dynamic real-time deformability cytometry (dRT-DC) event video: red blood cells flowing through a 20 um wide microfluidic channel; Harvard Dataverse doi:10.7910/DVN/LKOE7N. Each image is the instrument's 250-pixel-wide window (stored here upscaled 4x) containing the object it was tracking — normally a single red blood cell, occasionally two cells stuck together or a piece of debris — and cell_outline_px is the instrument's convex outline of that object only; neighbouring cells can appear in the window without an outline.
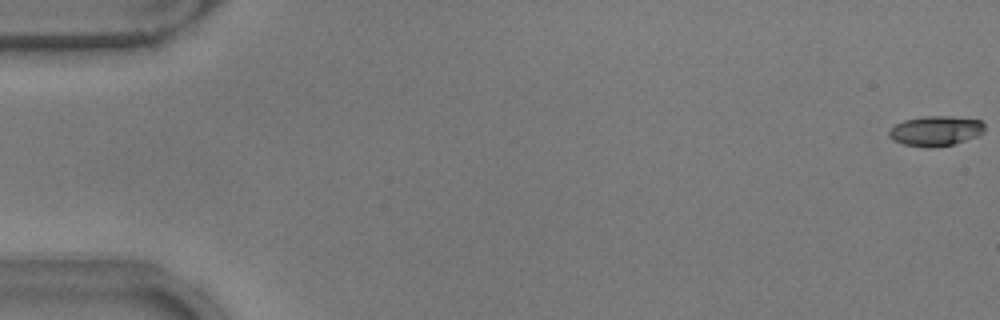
{"species": "common noctule bat (a hibernating species)", "species_latin": "Nyctalus noctula", "temperature_condition": "warm", "stored_images_in_passage": 53, "camera_frame_rate_fps": 3000, "um_per_image_px": 0.085, "animal": {"sex": "male", "body_mass_g": 17.9}, "frame": {"image": 1, "passage_image": 1, "time_ms": 0.0, "image_size_px": [1000, 320], "cell_outline_px": [[984, 132], [976, 136], [952, 144], [932, 148], [904, 144], [892, 140], [888, 136], [888, 132], [896, 124], [904, 120], [924, 116], [948, 116], [980, 120], [984, 124]], "centroid_in_image_um": [79.51, 11.12], "position_along_channel_um": 5.5, "area_um2": 16.53}}
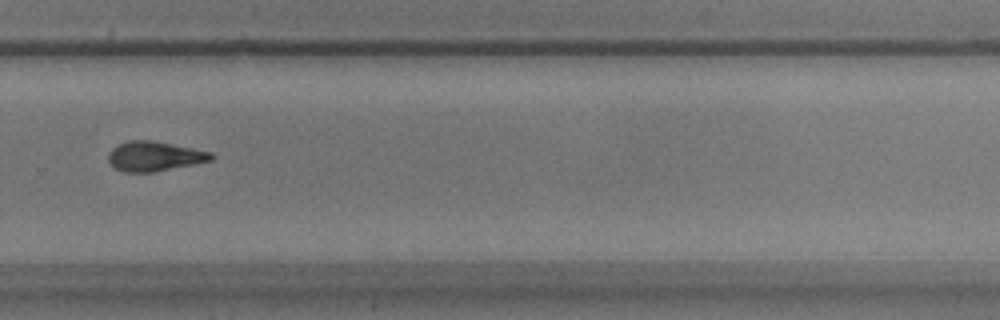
{"frame": {"image": 2, "passage_image": 37, "time_ms": 12.0, "image_size_px": [1000, 320], "cell_outline_px": [[212, 160], [152, 172], [124, 172], [116, 168], [108, 160], [108, 152], [112, 148], [128, 140], [152, 140], [212, 152]], "centroid_in_image_um": [13.09, 13.27], "position_along_channel_um": 316.7, "area_um2": 17.51}}
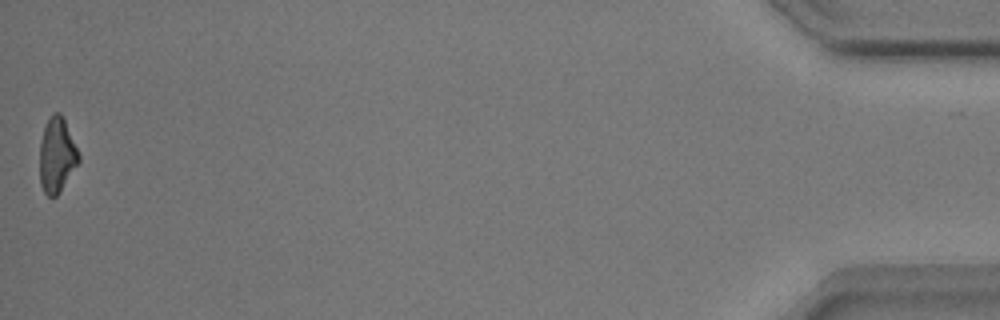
{"frame": {"image": 3, "passage_image": 53, "time_ms": 17.333, "image_size_px": [1000, 320], "cell_outline_px": [[80, 160], [60, 192], [56, 196], [48, 196], [44, 192], [40, 184], [40, 140], [44, 128], [48, 120], [56, 112], [60, 112], [64, 120], [80, 156]], "centroid_in_image_um": [4.82, 13.23], "position_along_channel_um": 430.4, "area_um2": 16.7}, "authors_computed_cell_mechanics": {"area_um2": 17.6868, "velocity_mm_per_s": 3.8871, "shape_relaxation_time_tau1_ms": 4.2053, "shape_relaxation_time_tau2_ms": 3.2366, "deformation_change_tau1": 0.1553, "deformation_change_tau2": 0.1108}}